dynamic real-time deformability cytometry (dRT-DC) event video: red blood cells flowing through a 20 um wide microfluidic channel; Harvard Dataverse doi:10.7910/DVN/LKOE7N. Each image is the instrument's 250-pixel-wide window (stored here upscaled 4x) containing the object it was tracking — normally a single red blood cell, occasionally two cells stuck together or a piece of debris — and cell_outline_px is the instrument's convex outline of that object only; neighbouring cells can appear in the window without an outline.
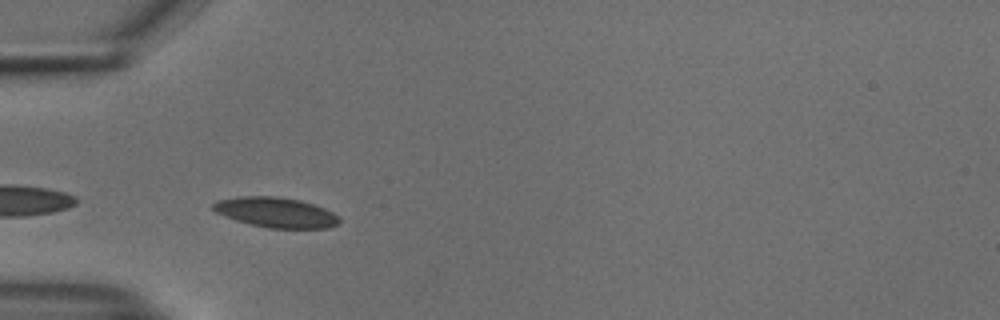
{"species": "common noctule bat (a hibernating species)", "species_latin": "Nyctalus noctula", "temperature_condition": "cold", "stored_images_in_passage": 34, "camera_frame_rate_fps": 3000, "um_per_image_px": 0.085, "animal": {"sex": "male", "body_mass_g": 18.8}, "frame": {"image": 1, "passage_image": 2, "time_ms": 0.333, "image_size_px": [1000, 320], "cell_outline_px": [[340, 224], [328, 228], [268, 228], [236, 220], [216, 212], [212, 208], [212, 204], [216, 200], [236, 196], [280, 196], [300, 200], [324, 208], [340, 216]], "centroid_in_image_um": [23.47, 18.04], "position_along_channel_um": 61.5, "area_um2": 22.25}}
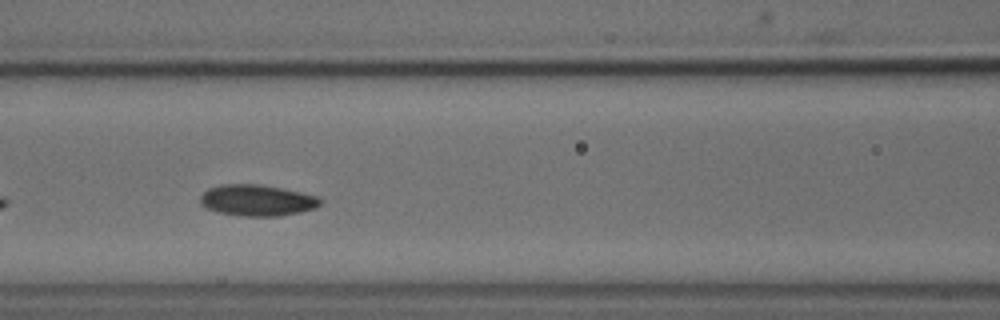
{"frame": {"image": 2, "passage_image": 9, "time_ms": 2.667, "image_size_px": [1000, 320], "cell_outline_px": [[320, 204], [316, 208], [300, 212], [276, 216], [240, 216], [216, 212], [200, 204], [200, 196], [208, 188], [220, 184], [260, 184], [320, 196]], "centroid_in_image_um": [21.83, 17.02], "position_along_channel_um": 144.8, "area_um2": 21.91}}
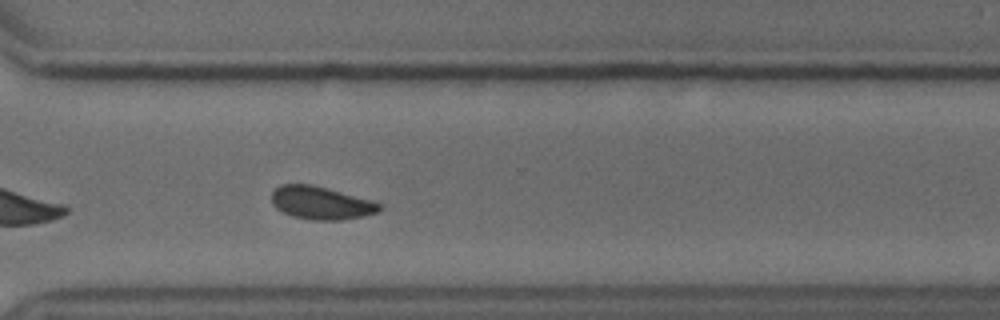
{"frame": {"image": 3, "passage_image": 25, "time_ms": 8.0, "image_size_px": [1000, 320], "cell_outline_px": [[384, 208], [380, 212], [340, 220], [312, 220], [292, 216], [276, 208], [272, 204], [272, 192], [280, 184], [312, 184], [372, 200], [380, 204]], "centroid_in_image_um": [27.29, 17.24], "position_along_channel_um": 343.3, "area_um2": 20.69}, "authors_computed_cell_mechanics": {"area_um2": 21.1259, "velocity_mm_per_s": 3.7256, "shape_relaxation_time_tau1_ms": 5.2494, "shape_relaxation_time_tau2_ms": 5.1486, "deformation_change_tau1": 0.0585, "deformation_change_tau2": 0.0804}}